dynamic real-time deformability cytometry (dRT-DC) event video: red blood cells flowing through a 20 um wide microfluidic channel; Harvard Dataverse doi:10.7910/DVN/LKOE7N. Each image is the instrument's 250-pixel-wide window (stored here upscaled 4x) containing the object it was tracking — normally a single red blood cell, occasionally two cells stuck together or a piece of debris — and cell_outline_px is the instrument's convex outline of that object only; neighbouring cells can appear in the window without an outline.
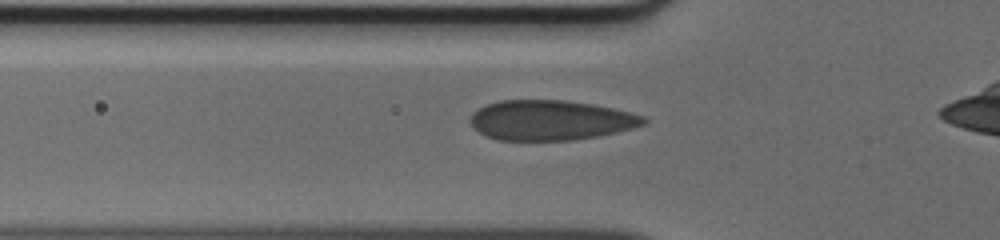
{"species": "human", "species_latin": "Homo sapiens", "temperature_condition": "cold", "stored_images_in_passage": 35, "camera_frame_rate_fps": 3000, "um_per_image_px": 0.085, "donor": {"sex": "male"}, "frame": {"image": 1, "passage_image": 9, "time_ms": 2.667, "image_size_px": [1000, 240], "cell_outline_px": [[648, 120], [644, 124], [632, 128], [600, 136], [572, 140], [500, 140], [484, 136], [468, 120], [472, 112], [488, 104], [500, 100], [564, 100], [592, 104], [612, 108], [644, 116]], "centroid_in_image_um": [46.79, 10.22], "position_along_channel_um": 79.0, "area_um2": 40.29}}
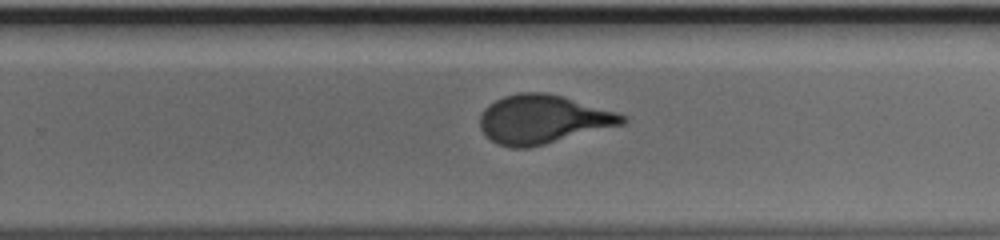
{"frame": {"image": 2, "passage_image": 24, "time_ms": 7.667, "image_size_px": [1000, 240], "cell_outline_px": [[628, 120], [624, 124], [528, 148], [512, 148], [496, 144], [480, 128], [480, 116], [484, 108], [488, 104], [504, 96], [520, 92], [544, 92], [564, 96], [616, 112], [628, 116]], "centroid_in_image_um": [46.14, 10.13], "position_along_channel_um": 283.7, "area_um2": 40.34}}
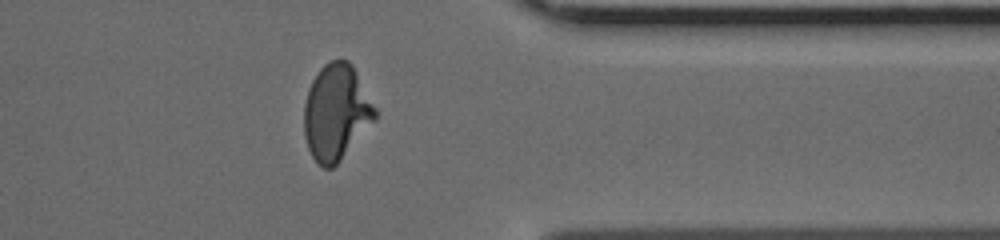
{"frame": {"image": 3, "passage_image": 32, "time_ms": 10.333, "image_size_px": [1000, 240], "cell_outline_px": [[376, 120], [340, 160], [332, 168], [324, 168], [312, 156], [308, 148], [304, 136], [304, 104], [308, 88], [312, 80], [320, 68], [328, 60], [348, 60], [352, 64], [376, 108]], "centroid_in_image_um": [28.57, 9.53], "position_along_channel_um": 382.8, "area_um2": 39.59}}